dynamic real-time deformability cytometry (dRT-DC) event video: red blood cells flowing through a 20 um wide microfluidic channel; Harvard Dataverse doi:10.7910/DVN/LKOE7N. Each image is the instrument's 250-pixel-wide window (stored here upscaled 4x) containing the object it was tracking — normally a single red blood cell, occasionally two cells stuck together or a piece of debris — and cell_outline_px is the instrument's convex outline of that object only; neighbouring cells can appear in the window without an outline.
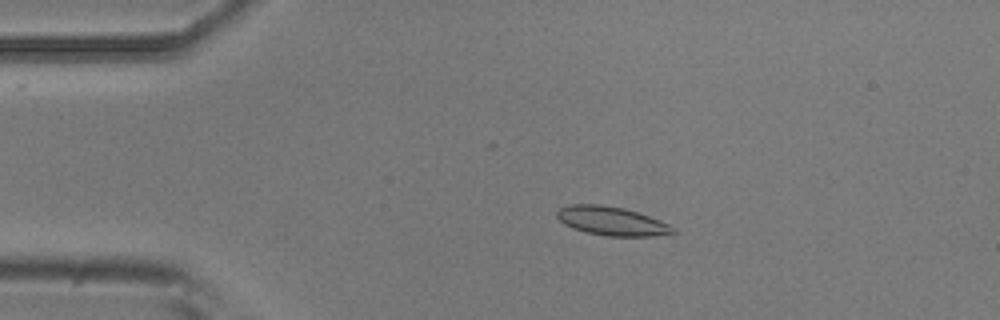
{"species": "common noctule bat (a hibernating species)", "species_latin": "Nyctalus noctula", "temperature_condition": "room temperature", "stored_images_in_passage": 5, "camera_frame_rate_fps": 3000, "um_per_image_px": 0.085, "animal": {"sex": "male", "body_mass_g": 20.5, "forearm_length_mm": 52.5}, "frame": {"image": 1, "passage_image": 2, "time_ms": 1.333, "image_size_px": [1000, 320], "cell_outline_px": [[676, 232], [652, 236], [608, 236], [584, 232], [572, 228], [564, 224], [556, 216], [556, 212], [560, 208], [572, 204], [600, 204], [624, 208], [648, 216], [668, 224], [676, 228]], "centroid_in_image_um": [51.96, 18.79], "position_along_channel_um": 33.0, "area_um2": 19.36}}
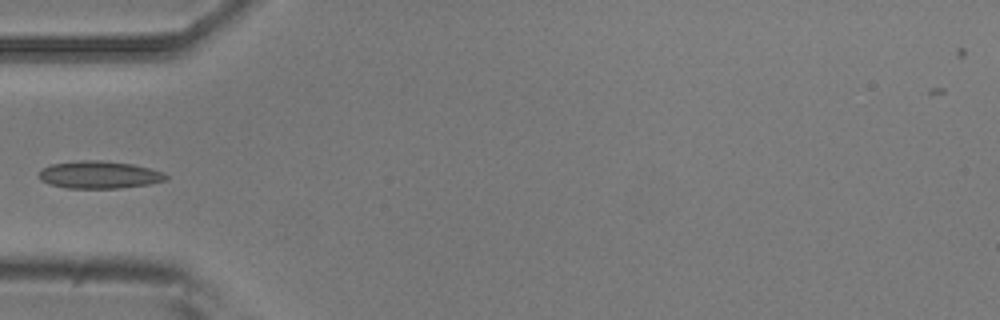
{"frame": {"image": 2, "passage_image": 4, "time_ms": 3.667, "image_size_px": [1000, 320], "cell_outline_px": [[168, 180], [148, 184], [120, 188], [64, 188], [48, 184], [40, 180], [40, 168], [52, 164], [80, 160], [100, 160], [132, 164], [164, 172], [168, 176]], "centroid_in_image_um": [8.42, 14.86], "position_along_channel_um": 76.6, "area_um2": 20.4}}
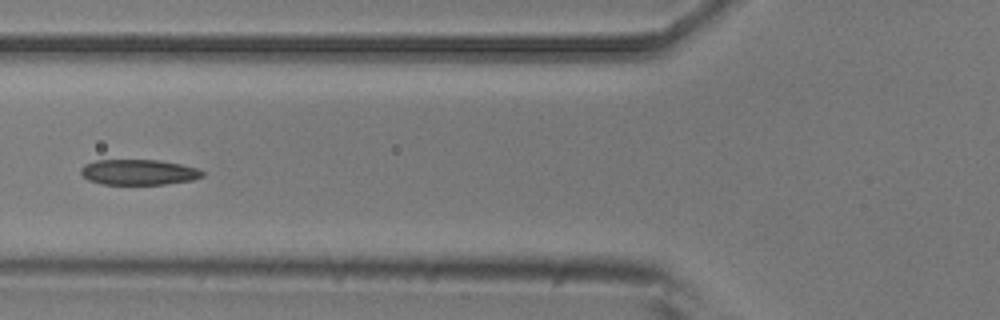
{"frame": {"image": 3, "passage_image": 5, "time_ms": 4.667, "image_size_px": [1000, 320], "cell_outline_px": [[204, 176], [192, 180], [164, 184], [104, 184], [88, 180], [80, 172], [80, 168], [84, 164], [96, 160], [160, 160], [180, 164], [196, 168], [204, 172]], "centroid_in_image_um": [11.77, 14.63], "position_along_channel_um": 114.0, "area_um2": 17.98}}